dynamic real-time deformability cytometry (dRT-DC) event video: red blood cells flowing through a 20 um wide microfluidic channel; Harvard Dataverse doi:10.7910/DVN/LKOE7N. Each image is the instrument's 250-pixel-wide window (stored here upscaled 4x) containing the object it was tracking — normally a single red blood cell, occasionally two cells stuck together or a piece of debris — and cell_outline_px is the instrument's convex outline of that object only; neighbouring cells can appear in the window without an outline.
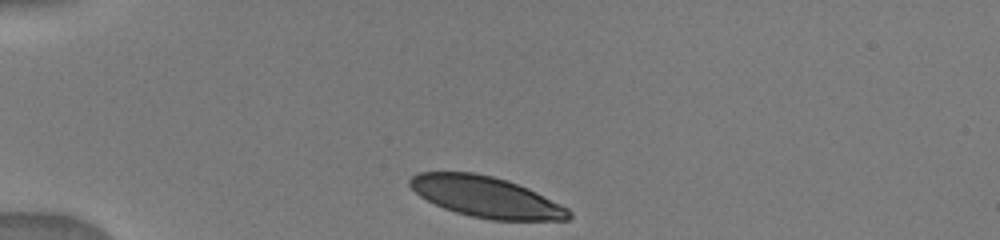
{"species": "human", "species_latin": "Homo sapiens", "temperature_condition": "warm", "stored_images_in_passage": 10, "camera_frame_rate_fps": 3000, "um_per_image_px": 0.085, "donor": {"sex": "male"}, "frame": {"image": 1, "passage_image": 1, "time_ms": 0.0, "image_size_px": [1000, 240], "cell_outline_px": [[572, 216], [568, 220], [492, 220], [472, 216], [456, 212], [444, 208], [420, 196], [408, 184], [408, 180], [412, 176], [420, 172], [472, 172], [492, 176], [508, 180], [528, 188], [568, 208], [572, 212]], "centroid_in_image_um": [41.33, 16.74], "position_along_channel_um": 43.7, "area_um2": 37.63}}
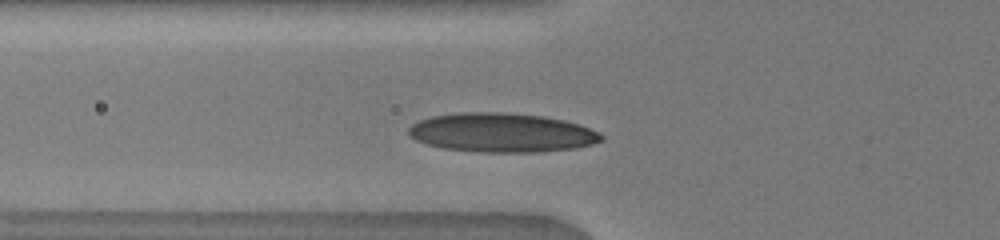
{"frame": {"image": 2, "passage_image": 6, "time_ms": 2.0, "image_size_px": [1000, 240], "cell_outline_px": [[604, 140], [592, 144], [576, 148], [540, 152], [480, 152], [444, 148], [424, 144], [408, 136], [408, 128], [412, 124], [420, 120], [432, 116], [460, 112], [504, 112], [544, 116], [564, 120], [580, 124], [600, 132], [604, 136]], "centroid_in_image_um": [42.66, 11.27], "position_along_channel_um": 83.1, "area_um2": 44.33}}
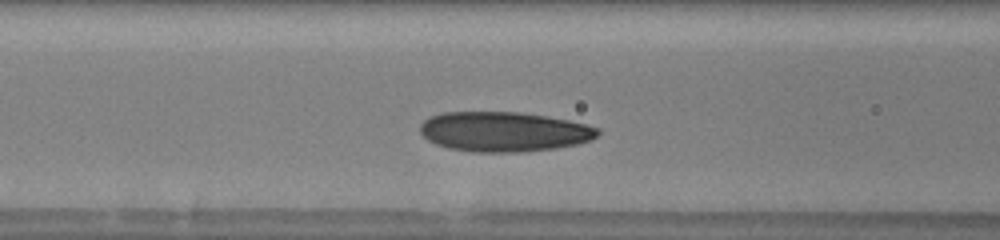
{"frame": {"image": 3, "passage_image": 9, "time_ms": 3.0, "image_size_px": [1000, 240], "cell_outline_px": [[600, 132], [596, 136], [588, 140], [576, 144], [556, 148], [524, 152], [472, 152], [448, 148], [436, 144], [428, 140], [420, 132], [420, 124], [428, 116], [444, 112], [520, 112], [568, 120], [600, 128]], "centroid_in_image_um": [42.79, 11.19], "position_along_channel_um": 123.8, "area_um2": 41.27}}